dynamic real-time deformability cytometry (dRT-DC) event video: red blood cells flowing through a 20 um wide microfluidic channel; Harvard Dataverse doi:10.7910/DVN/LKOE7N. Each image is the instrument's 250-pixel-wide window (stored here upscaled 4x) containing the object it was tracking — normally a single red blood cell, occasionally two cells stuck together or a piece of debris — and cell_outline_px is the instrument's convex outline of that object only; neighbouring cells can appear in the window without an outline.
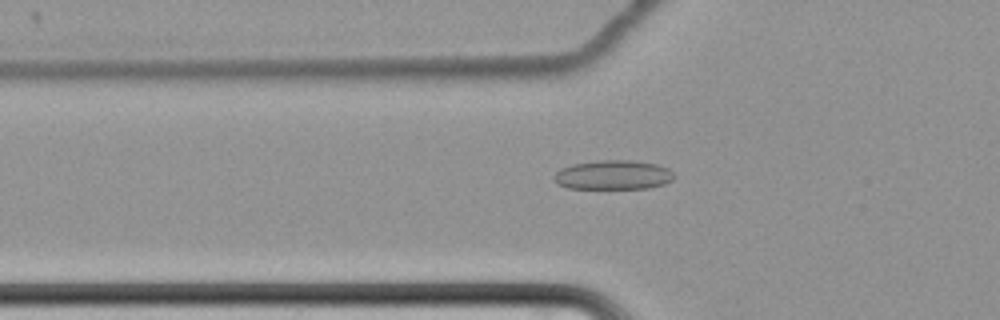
{"species": "common noctule bat (a hibernating species)", "species_latin": "Nyctalus noctula", "temperature_condition": "cold", "stored_images_in_passage": 48, "camera_frame_rate_fps": 3000, "um_per_image_px": 0.085, "animal": {"sex": "female", "body_mass_g": 22.7, "forearm_length_mm": 54.2}, "frame": {"image": 1, "passage_image": 9, "time_ms": 2.667, "image_size_px": [1000, 320], "cell_outline_px": [[676, 176], [672, 180], [664, 184], [648, 188], [568, 188], [556, 184], [552, 176], [560, 168], [572, 164], [604, 160], [628, 160], [656, 164], [668, 168]], "centroid_in_image_um": [52.1, 14.87], "position_along_channel_um": 73.7, "area_um2": 20.52}}
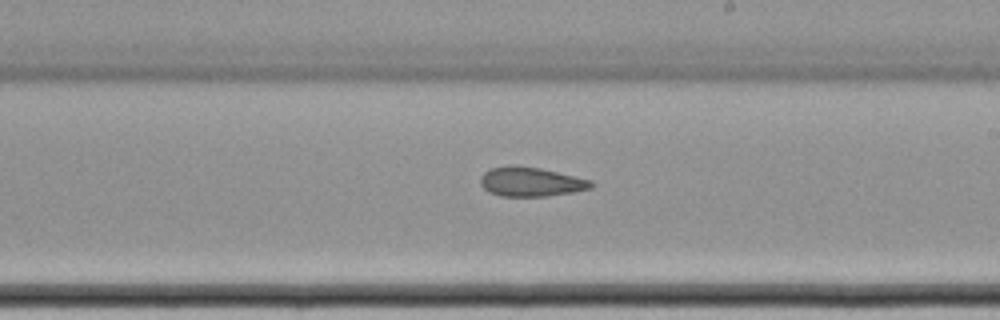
{"frame": {"image": 2, "passage_image": 24, "time_ms": 7.667, "image_size_px": [1000, 320], "cell_outline_px": [[596, 184], [592, 188], [572, 192], [548, 196], [500, 196], [488, 192], [480, 184], [480, 176], [484, 172], [492, 168], [508, 164], [512, 164], [540, 168], [592, 180]], "centroid_in_image_um": [45.11, 15.44], "position_along_channel_um": 243.9, "area_um2": 19.13}}
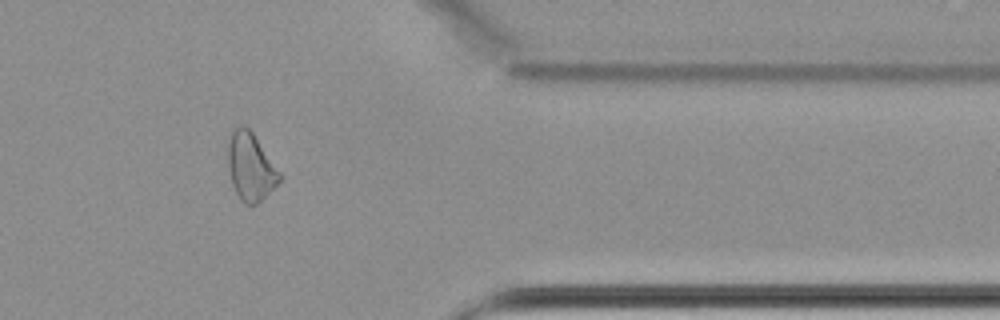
{"frame": {"image": 3, "passage_image": 38, "time_ms": 12.333, "image_size_px": [1000, 320], "cell_outline_px": [[284, 176], [256, 204], [244, 204], [240, 200], [232, 184], [228, 168], [228, 140], [232, 132], [240, 124], [244, 124], [252, 132]], "centroid_in_image_um": [21.29, 14.15], "position_along_channel_um": 390.1, "area_um2": 20.23}, "authors_computed_cell_mechanics": {"area_um2": 19.9699, "velocity_mm_per_s": 3.4342, "shape_relaxation_time_tau1_ms": null, "shape_relaxation_time_tau2_ms": 4.9369, "deformation_change_tau1": null, "deformation_change_tau2": 0.1055}}